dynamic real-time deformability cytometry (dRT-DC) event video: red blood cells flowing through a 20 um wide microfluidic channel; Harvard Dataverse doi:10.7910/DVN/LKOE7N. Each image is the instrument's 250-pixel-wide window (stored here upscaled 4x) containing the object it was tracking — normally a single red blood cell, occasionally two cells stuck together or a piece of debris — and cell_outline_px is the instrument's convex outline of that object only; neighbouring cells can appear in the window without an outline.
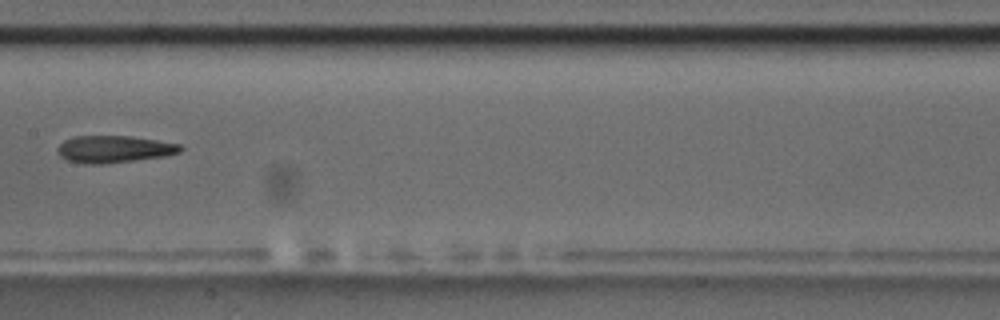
{"species": "common noctule bat (a hibernating species)", "species_latin": "Nyctalus noctula", "temperature_condition": "room temperature", "stored_images_in_passage": 7, "camera_frame_rate_fps": 3000, "um_per_image_px": 0.085, "animal": {"sex": "male", "body_mass_g": 17.5, "forearm_length_mm": 52.3}, "frame": {"image": 1, "passage_image": 4, "time_ms": 3.667, "image_size_px": [1000, 320], "cell_outline_px": [[184, 148], [180, 152], [164, 156], [100, 164], [84, 164], [68, 160], [60, 156], [56, 152], [56, 148], [64, 140], [76, 136], [132, 136], [180, 144]], "centroid_in_image_um": [9.67, 12.67], "position_along_channel_um": 197.7, "area_um2": 19.31}}
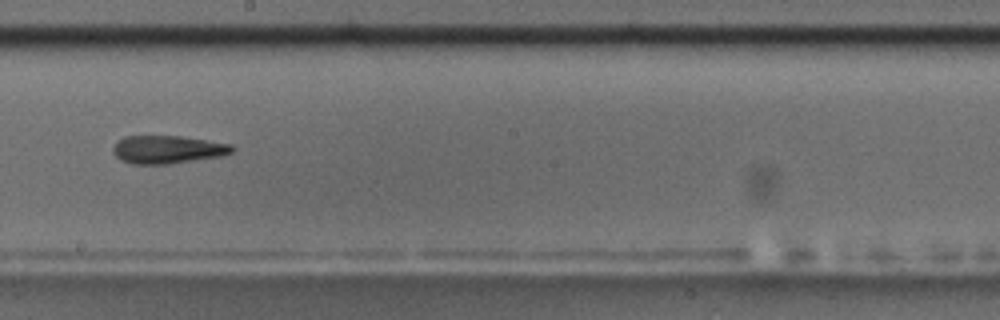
{"frame": {"image": 2, "passage_image": 5, "time_ms": 4.667, "image_size_px": [1000, 320], "cell_outline_px": [[236, 148], [232, 152], [224, 156], [168, 164], [132, 164], [120, 160], [112, 152], [112, 148], [124, 136], [180, 136], [232, 144]], "centroid_in_image_um": [14.27, 12.71], "position_along_channel_um": 233.9, "area_um2": 19.54}}